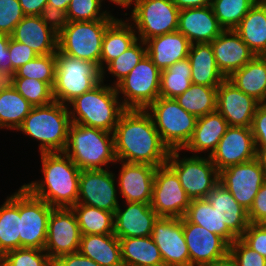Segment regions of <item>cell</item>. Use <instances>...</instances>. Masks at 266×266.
<instances>
[{"mask_svg":"<svg viewBox=\"0 0 266 266\" xmlns=\"http://www.w3.org/2000/svg\"><path fill=\"white\" fill-rule=\"evenodd\" d=\"M175 100L190 114L201 117L216 111L217 87L199 84L191 86Z\"/></svg>","mask_w":266,"mask_h":266,"instance_id":"74e56055","label":"cell"},{"mask_svg":"<svg viewBox=\"0 0 266 266\" xmlns=\"http://www.w3.org/2000/svg\"><path fill=\"white\" fill-rule=\"evenodd\" d=\"M53 266H100L97 262L82 255L79 251L62 255L53 261Z\"/></svg>","mask_w":266,"mask_h":266,"instance_id":"db71d44e","label":"cell"},{"mask_svg":"<svg viewBox=\"0 0 266 266\" xmlns=\"http://www.w3.org/2000/svg\"><path fill=\"white\" fill-rule=\"evenodd\" d=\"M70 105L72 108L68 111L71 122L112 133L126 110L116 88L104 85V78L94 88L67 104L68 107Z\"/></svg>","mask_w":266,"mask_h":266,"instance_id":"3957f363","label":"cell"},{"mask_svg":"<svg viewBox=\"0 0 266 266\" xmlns=\"http://www.w3.org/2000/svg\"><path fill=\"white\" fill-rule=\"evenodd\" d=\"M11 36L0 34V70L12 71V63L10 61V53L8 50L9 40Z\"/></svg>","mask_w":266,"mask_h":266,"instance_id":"6f0895ef","label":"cell"},{"mask_svg":"<svg viewBox=\"0 0 266 266\" xmlns=\"http://www.w3.org/2000/svg\"><path fill=\"white\" fill-rule=\"evenodd\" d=\"M53 207L20 187V248L44 250L48 219Z\"/></svg>","mask_w":266,"mask_h":266,"instance_id":"7c38bea8","label":"cell"},{"mask_svg":"<svg viewBox=\"0 0 266 266\" xmlns=\"http://www.w3.org/2000/svg\"><path fill=\"white\" fill-rule=\"evenodd\" d=\"M251 130L256 148H266V103H261L257 107Z\"/></svg>","mask_w":266,"mask_h":266,"instance_id":"816d5d0a","label":"cell"},{"mask_svg":"<svg viewBox=\"0 0 266 266\" xmlns=\"http://www.w3.org/2000/svg\"><path fill=\"white\" fill-rule=\"evenodd\" d=\"M264 60H265V62H266V53H264V54H262V55H260Z\"/></svg>","mask_w":266,"mask_h":266,"instance_id":"03108f58","label":"cell"},{"mask_svg":"<svg viewBox=\"0 0 266 266\" xmlns=\"http://www.w3.org/2000/svg\"><path fill=\"white\" fill-rule=\"evenodd\" d=\"M257 2H266V0H257Z\"/></svg>","mask_w":266,"mask_h":266,"instance_id":"003e7915","label":"cell"},{"mask_svg":"<svg viewBox=\"0 0 266 266\" xmlns=\"http://www.w3.org/2000/svg\"><path fill=\"white\" fill-rule=\"evenodd\" d=\"M191 44L211 43L224 28L220 25L211 6L188 8L179 11L178 28Z\"/></svg>","mask_w":266,"mask_h":266,"instance_id":"d4e9b609","label":"cell"},{"mask_svg":"<svg viewBox=\"0 0 266 266\" xmlns=\"http://www.w3.org/2000/svg\"><path fill=\"white\" fill-rule=\"evenodd\" d=\"M0 206V257L20 248V188Z\"/></svg>","mask_w":266,"mask_h":266,"instance_id":"836d02e7","label":"cell"},{"mask_svg":"<svg viewBox=\"0 0 266 266\" xmlns=\"http://www.w3.org/2000/svg\"><path fill=\"white\" fill-rule=\"evenodd\" d=\"M240 239L266 258V224L249 223Z\"/></svg>","mask_w":266,"mask_h":266,"instance_id":"681fc988","label":"cell"},{"mask_svg":"<svg viewBox=\"0 0 266 266\" xmlns=\"http://www.w3.org/2000/svg\"><path fill=\"white\" fill-rule=\"evenodd\" d=\"M32 107L15 88L0 92V129L17 131Z\"/></svg>","mask_w":266,"mask_h":266,"instance_id":"d590c367","label":"cell"},{"mask_svg":"<svg viewBox=\"0 0 266 266\" xmlns=\"http://www.w3.org/2000/svg\"><path fill=\"white\" fill-rule=\"evenodd\" d=\"M259 104L227 78L217 87L216 111L226 119L229 126L251 127Z\"/></svg>","mask_w":266,"mask_h":266,"instance_id":"44dd1931","label":"cell"},{"mask_svg":"<svg viewBox=\"0 0 266 266\" xmlns=\"http://www.w3.org/2000/svg\"><path fill=\"white\" fill-rule=\"evenodd\" d=\"M190 223L206 228L222 237L220 216L207 199H193L184 216Z\"/></svg>","mask_w":266,"mask_h":266,"instance_id":"b9f144b4","label":"cell"},{"mask_svg":"<svg viewBox=\"0 0 266 266\" xmlns=\"http://www.w3.org/2000/svg\"><path fill=\"white\" fill-rule=\"evenodd\" d=\"M179 10L211 6L213 0H172Z\"/></svg>","mask_w":266,"mask_h":266,"instance_id":"680465c9","label":"cell"},{"mask_svg":"<svg viewBox=\"0 0 266 266\" xmlns=\"http://www.w3.org/2000/svg\"><path fill=\"white\" fill-rule=\"evenodd\" d=\"M8 50L12 63V71H16L22 65H25L38 56L32 48L14 40L12 37L9 40Z\"/></svg>","mask_w":266,"mask_h":266,"instance_id":"f907efd6","label":"cell"},{"mask_svg":"<svg viewBox=\"0 0 266 266\" xmlns=\"http://www.w3.org/2000/svg\"><path fill=\"white\" fill-rule=\"evenodd\" d=\"M250 223L266 224V182L261 186L248 211Z\"/></svg>","mask_w":266,"mask_h":266,"instance_id":"f5cc1de1","label":"cell"},{"mask_svg":"<svg viewBox=\"0 0 266 266\" xmlns=\"http://www.w3.org/2000/svg\"><path fill=\"white\" fill-rule=\"evenodd\" d=\"M255 159L258 161L266 178V148H256Z\"/></svg>","mask_w":266,"mask_h":266,"instance_id":"6125c7cd","label":"cell"},{"mask_svg":"<svg viewBox=\"0 0 266 266\" xmlns=\"http://www.w3.org/2000/svg\"><path fill=\"white\" fill-rule=\"evenodd\" d=\"M101 81L102 70L97 63L64 55L57 50L53 85L55 101L67 105Z\"/></svg>","mask_w":266,"mask_h":266,"instance_id":"52a82bcc","label":"cell"},{"mask_svg":"<svg viewBox=\"0 0 266 266\" xmlns=\"http://www.w3.org/2000/svg\"><path fill=\"white\" fill-rule=\"evenodd\" d=\"M121 163L118 180L124 202L151 204L156 168L149 164Z\"/></svg>","mask_w":266,"mask_h":266,"instance_id":"603a6c76","label":"cell"},{"mask_svg":"<svg viewBox=\"0 0 266 266\" xmlns=\"http://www.w3.org/2000/svg\"><path fill=\"white\" fill-rule=\"evenodd\" d=\"M114 213V235L120 238L151 236L153 224L158 219L151 204L125 202Z\"/></svg>","mask_w":266,"mask_h":266,"instance_id":"cb8c5ba5","label":"cell"},{"mask_svg":"<svg viewBox=\"0 0 266 266\" xmlns=\"http://www.w3.org/2000/svg\"><path fill=\"white\" fill-rule=\"evenodd\" d=\"M110 170H81L77 204H84L115 213L119 206L115 183Z\"/></svg>","mask_w":266,"mask_h":266,"instance_id":"2e32d148","label":"cell"},{"mask_svg":"<svg viewBox=\"0 0 266 266\" xmlns=\"http://www.w3.org/2000/svg\"><path fill=\"white\" fill-rule=\"evenodd\" d=\"M71 0H48L47 16L60 20L66 13Z\"/></svg>","mask_w":266,"mask_h":266,"instance_id":"9f6ffc18","label":"cell"},{"mask_svg":"<svg viewBox=\"0 0 266 266\" xmlns=\"http://www.w3.org/2000/svg\"><path fill=\"white\" fill-rule=\"evenodd\" d=\"M162 142L169 150H182L192 137L197 117L184 110L175 98L158 97L145 109Z\"/></svg>","mask_w":266,"mask_h":266,"instance_id":"ba28073f","label":"cell"},{"mask_svg":"<svg viewBox=\"0 0 266 266\" xmlns=\"http://www.w3.org/2000/svg\"><path fill=\"white\" fill-rule=\"evenodd\" d=\"M180 151L171 150L166 164L176 173L190 200L206 199L220 182L219 171L210 156L193 154L179 158Z\"/></svg>","mask_w":266,"mask_h":266,"instance_id":"9c48e42d","label":"cell"},{"mask_svg":"<svg viewBox=\"0 0 266 266\" xmlns=\"http://www.w3.org/2000/svg\"><path fill=\"white\" fill-rule=\"evenodd\" d=\"M14 88L33 106H45L55 101L53 88L37 79L16 77Z\"/></svg>","mask_w":266,"mask_h":266,"instance_id":"f6af8a7d","label":"cell"},{"mask_svg":"<svg viewBox=\"0 0 266 266\" xmlns=\"http://www.w3.org/2000/svg\"><path fill=\"white\" fill-rule=\"evenodd\" d=\"M64 153L80 170L108 169L110 163H117L112 132L73 122Z\"/></svg>","mask_w":266,"mask_h":266,"instance_id":"5b68a950","label":"cell"},{"mask_svg":"<svg viewBox=\"0 0 266 266\" xmlns=\"http://www.w3.org/2000/svg\"><path fill=\"white\" fill-rule=\"evenodd\" d=\"M151 237L166 264L190 266V255L183 233V218L158 217Z\"/></svg>","mask_w":266,"mask_h":266,"instance_id":"e0dca14e","label":"cell"},{"mask_svg":"<svg viewBox=\"0 0 266 266\" xmlns=\"http://www.w3.org/2000/svg\"><path fill=\"white\" fill-rule=\"evenodd\" d=\"M219 180L247 211L251 208L259 189L266 182L264 172L256 159L223 169L219 172Z\"/></svg>","mask_w":266,"mask_h":266,"instance_id":"9a60e30c","label":"cell"},{"mask_svg":"<svg viewBox=\"0 0 266 266\" xmlns=\"http://www.w3.org/2000/svg\"><path fill=\"white\" fill-rule=\"evenodd\" d=\"M79 252L100 266H124L119 238L114 234L81 235Z\"/></svg>","mask_w":266,"mask_h":266,"instance_id":"f546056e","label":"cell"},{"mask_svg":"<svg viewBox=\"0 0 266 266\" xmlns=\"http://www.w3.org/2000/svg\"><path fill=\"white\" fill-rule=\"evenodd\" d=\"M25 16L18 0H0V34L11 36Z\"/></svg>","mask_w":266,"mask_h":266,"instance_id":"7dc6e473","label":"cell"},{"mask_svg":"<svg viewBox=\"0 0 266 266\" xmlns=\"http://www.w3.org/2000/svg\"><path fill=\"white\" fill-rule=\"evenodd\" d=\"M191 64L188 58L161 71L160 97L176 98L191 86Z\"/></svg>","mask_w":266,"mask_h":266,"instance_id":"f35d334b","label":"cell"},{"mask_svg":"<svg viewBox=\"0 0 266 266\" xmlns=\"http://www.w3.org/2000/svg\"><path fill=\"white\" fill-rule=\"evenodd\" d=\"M80 228L72 208H53L48 219L44 250L52 261L79 251Z\"/></svg>","mask_w":266,"mask_h":266,"instance_id":"5bb4252c","label":"cell"},{"mask_svg":"<svg viewBox=\"0 0 266 266\" xmlns=\"http://www.w3.org/2000/svg\"><path fill=\"white\" fill-rule=\"evenodd\" d=\"M75 213L81 235L114 234V213L93 206L76 204Z\"/></svg>","mask_w":266,"mask_h":266,"instance_id":"8d00e7d4","label":"cell"},{"mask_svg":"<svg viewBox=\"0 0 266 266\" xmlns=\"http://www.w3.org/2000/svg\"><path fill=\"white\" fill-rule=\"evenodd\" d=\"M114 20L58 21L57 50L100 66L104 33Z\"/></svg>","mask_w":266,"mask_h":266,"instance_id":"8992f818","label":"cell"},{"mask_svg":"<svg viewBox=\"0 0 266 266\" xmlns=\"http://www.w3.org/2000/svg\"><path fill=\"white\" fill-rule=\"evenodd\" d=\"M257 0H213L211 8L224 30H234Z\"/></svg>","mask_w":266,"mask_h":266,"instance_id":"ab89813d","label":"cell"},{"mask_svg":"<svg viewBox=\"0 0 266 266\" xmlns=\"http://www.w3.org/2000/svg\"><path fill=\"white\" fill-rule=\"evenodd\" d=\"M102 3V0H71L65 15L58 21L116 19L110 11H102Z\"/></svg>","mask_w":266,"mask_h":266,"instance_id":"7bdbcfd3","label":"cell"},{"mask_svg":"<svg viewBox=\"0 0 266 266\" xmlns=\"http://www.w3.org/2000/svg\"><path fill=\"white\" fill-rule=\"evenodd\" d=\"M129 21V18L126 21L116 18L107 27L101 47V70L138 40L137 33Z\"/></svg>","mask_w":266,"mask_h":266,"instance_id":"d6a6232c","label":"cell"},{"mask_svg":"<svg viewBox=\"0 0 266 266\" xmlns=\"http://www.w3.org/2000/svg\"><path fill=\"white\" fill-rule=\"evenodd\" d=\"M183 233L190 255V266H203L229 252V244L206 228L183 217Z\"/></svg>","mask_w":266,"mask_h":266,"instance_id":"7402d4cb","label":"cell"},{"mask_svg":"<svg viewBox=\"0 0 266 266\" xmlns=\"http://www.w3.org/2000/svg\"><path fill=\"white\" fill-rule=\"evenodd\" d=\"M119 242L124 266H158L164 263L151 236L120 238Z\"/></svg>","mask_w":266,"mask_h":266,"instance_id":"e575fe53","label":"cell"},{"mask_svg":"<svg viewBox=\"0 0 266 266\" xmlns=\"http://www.w3.org/2000/svg\"><path fill=\"white\" fill-rule=\"evenodd\" d=\"M0 266H53V261L45 250L22 247L3 254Z\"/></svg>","mask_w":266,"mask_h":266,"instance_id":"bcb514c9","label":"cell"},{"mask_svg":"<svg viewBox=\"0 0 266 266\" xmlns=\"http://www.w3.org/2000/svg\"><path fill=\"white\" fill-rule=\"evenodd\" d=\"M161 70L146 54L116 86L126 109H146L160 97Z\"/></svg>","mask_w":266,"mask_h":266,"instance_id":"30bf717a","label":"cell"},{"mask_svg":"<svg viewBox=\"0 0 266 266\" xmlns=\"http://www.w3.org/2000/svg\"><path fill=\"white\" fill-rule=\"evenodd\" d=\"M110 2H113L116 5L122 6L124 8H129V6H131L132 3L134 4V7H135V4L137 3V0H110Z\"/></svg>","mask_w":266,"mask_h":266,"instance_id":"be15d7a7","label":"cell"},{"mask_svg":"<svg viewBox=\"0 0 266 266\" xmlns=\"http://www.w3.org/2000/svg\"><path fill=\"white\" fill-rule=\"evenodd\" d=\"M25 15H47L48 0H18Z\"/></svg>","mask_w":266,"mask_h":266,"instance_id":"11a10c76","label":"cell"},{"mask_svg":"<svg viewBox=\"0 0 266 266\" xmlns=\"http://www.w3.org/2000/svg\"><path fill=\"white\" fill-rule=\"evenodd\" d=\"M210 44L216 64L226 78L245 66L255 56L239 34L232 29L224 30Z\"/></svg>","mask_w":266,"mask_h":266,"instance_id":"484cf974","label":"cell"},{"mask_svg":"<svg viewBox=\"0 0 266 266\" xmlns=\"http://www.w3.org/2000/svg\"><path fill=\"white\" fill-rule=\"evenodd\" d=\"M228 127V122L218 111L198 117L192 137L182 150L198 154L207 151V156H211Z\"/></svg>","mask_w":266,"mask_h":266,"instance_id":"83f0119b","label":"cell"},{"mask_svg":"<svg viewBox=\"0 0 266 266\" xmlns=\"http://www.w3.org/2000/svg\"><path fill=\"white\" fill-rule=\"evenodd\" d=\"M40 154L43 180L31 181L22 186L53 208H71L76 205L81 170L64 152Z\"/></svg>","mask_w":266,"mask_h":266,"instance_id":"7a4b0ae2","label":"cell"},{"mask_svg":"<svg viewBox=\"0 0 266 266\" xmlns=\"http://www.w3.org/2000/svg\"><path fill=\"white\" fill-rule=\"evenodd\" d=\"M179 11L172 0H137L130 19L138 39L146 42L177 31Z\"/></svg>","mask_w":266,"mask_h":266,"instance_id":"8fae6325","label":"cell"},{"mask_svg":"<svg viewBox=\"0 0 266 266\" xmlns=\"http://www.w3.org/2000/svg\"><path fill=\"white\" fill-rule=\"evenodd\" d=\"M69 108L57 101L33 106L17 131L39 140L40 153L64 152L71 124Z\"/></svg>","mask_w":266,"mask_h":266,"instance_id":"277c9868","label":"cell"},{"mask_svg":"<svg viewBox=\"0 0 266 266\" xmlns=\"http://www.w3.org/2000/svg\"><path fill=\"white\" fill-rule=\"evenodd\" d=\"M190 201L176 173L167 164L157 167L151 201V207L157 215L183 218Z\"/></svg>","mask_w":266,"mask_h":266,"instance_id":"4fadbf2b","label":"cell"},{"mask_svg":"<svg viewBox=\"0 0 266 266\" xmlns=\"http://www.w3.org/2000/svg\"><path fill=\"white\" fill-rule=\"evenodd\" d=\"M117 161L165 165L170 150L162 142L150 114L145 109H126L113 131Z\"/></svg>","mask_w":266,"mask_h":266,"instance_id":"6da1fadb","label":"cell"},{"mask_svg":"<svg viewBox=\"0 0 266 266\" xmlns=\"http://www.w3.org/2000/svg\"><path fill=\"white\" fill-rule=\"evenodd\" d=\"M203 266H238L235 259L231 255L230 252H228L226 255H224L221 258H218L211 263L205 264Z\"/></svg>","mask_w":266,"mask_h":266,"instance_id":"94428289","label":"cell"},{"mask_svg":"<svg viewBox=\"0 0 266 266\" xmlns=\"http://www.w3.org/2000/svg\"><path fill=\"white\" fill-rule=\"evenodd\" d=\"M56 53L38 55L33 60L18 68L16 77H27L46 82L52 88L55 82Z\"/></svg>","mask_w":266,"mask_h":266,"instance_id":"ee69618b","label":"cell"},{"mask_svg":"<svg viewBox=\"0 0 266 266\" xmlns=\"http://www.w3.org/2000/svg\"><path fill=\"white\" fill-rule=\"evenodd\" d=\"M11 37L32 48L38 55L57 52L58 20L50 16L26 15Z\"/></svg>","mask_w":266,"mask_h":266,"instance_id":"d6986e66","label":"cell"},{"mask_svg":"<svg viewBox=\"0 0 266 266\" xmlns=\"http://www.w3.org/2000/svg\"><path fill=\"white\" fill-rule=\"evenodd\" d=\"M146 54V43L138 39L116 59L112 60L104 70H102V78H105L104 74L108 71L109 74H112L113 77L115 76L117 78L114 84H112V86L115 87L130 73Z\"/></svg>","mask_w":266,"mask_h":266,"instance_id":"60d3db41","label":"cell"},{"mask_svg":"<svg viewBox=\"0 0 266 266\" xmlns=\"http://www.w3.org/2000/svg\"><path fill=\"white\" fill-rule=\"evenodd\" d=\"M256 146L251 127L229 126L210 158L220 172L255 159Z\"/></svg>","mask_w":266,"mask_h":266,"instance_id":"ac0fdd59","label":"cell"},{"mask_svg":"<svg viewBox=\"0 0 266 266\" xmlns=\"http://www.w3.org/2000/svg\"><path fill=\"white\" fill-rule=\"evenodd\" d=\"M220 216L222 238L231 245L240 238L250 223L248 211L220 183L206 197Z\"/></svg>","mask_w":266,"mask_h":266,"instance_id":"ffe728a7","label":"cell"},{"mask_svg":"<svg viewBox=\"0 0 266 266\" xmlns=\"http://www.w3.org/2000/svg\"><path fill=\"white\" fill-rule=\"evenodd\" d=\"M145 43L147 55L161 71L186 59L191 46L190 41L179 31L153 37Z\"/></svg>","mask_w":266,"mask_h":266,"instance_id":"4316f807","label":"cell"},{"mask_svg":"<svg viewBox=\"0 0 266 266\" xmlns=\"http://www.w3.org/2000/svg\"><path fill=\"white\" fill-rule=\"evenodd\" d=\"M16 72L9 70H0V92L14 88Z\"/></svg>","mask_w":266,"mask_h":266,"instance_id":"91938a15","label":"cell"},{"mask_svg":"<svg viewBox=\"0 0 266 266\" xmlns=\"http://www.w3.org/2000/svg\"><path fill=\"white\" fill-rule=\"evenodd\" d=\"M238 266H266V258L248 247L240 238L229 246Z\"/></svg>","mask_w":266,"mask_h":266,"instance_id":"c3c4849f","label":"cell"},{"mask_svg":"<svg viewBox=\"0 0 266 266\" xmlns=\"http://www.w3.org/2000/svg\"><path fill=\"white\" fill-rule=\"evenodd\" d=\"M158 266H176V265H170V264L162 263V264H160Z\"/></svg>","mask_w":266,"mask_h":266,"instance_id":"e7e4bbea","label":"cell"},{"mask_svg":"<svg viewBox=\"0 0 266 266\" xmlns=\"http://www.w3.org/2000/svg\"><path fill=\"white\" fill-rule=\"evenodd\" d=\"M234 30L255 55L266 53V2H256Z\"/></svg>","mask_w":266,"mask_h":266,"instance_id":"1f68e13d","label":"cell"},{"mask_svg":"<svg viewBox=\"0 0 266 266\" xmlns=\"http://www.w3.org/2000/svg\"><path fill=\"white\" fill-rule=\"evenodd\" d=\"M193 84L218 87L226 77L220 72L210 43H193L187 57Z\"/></svg>","mask_w":266,"mask_h":266,"instance_id":"f1b7e54d","label":"cell"},{"mask_svg":"<svg viewBox=\"0 0 266 266\" xmlns=\"http://www.w3.org/2000/svg\"><path fill=\"white\" fill-rule=\"evenodd\" d=\"M227 79L260 104L266 103V62L260 55H255Z\"/></svg>","mask_w":266,"mask_h":266,"instance_id":"4dcf8cb0","label":"cell"}]
</instances>
